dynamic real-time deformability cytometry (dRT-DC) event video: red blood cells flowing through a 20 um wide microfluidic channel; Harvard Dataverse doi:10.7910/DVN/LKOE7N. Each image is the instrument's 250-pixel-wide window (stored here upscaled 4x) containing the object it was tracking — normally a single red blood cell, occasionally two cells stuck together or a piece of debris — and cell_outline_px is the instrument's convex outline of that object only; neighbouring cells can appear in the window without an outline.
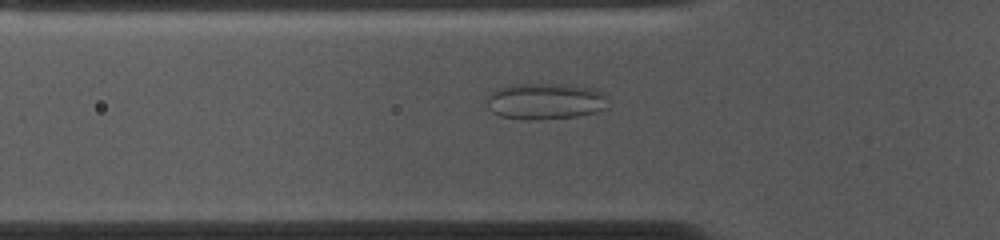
{"species": "common noctule bat (a hibernating species)", "species_latin": "Nyctalus noctula", "temperature_condition": "cold", "stored_images_in_passage": 53, "camera_frame_rate_fps": 3000, "um_per_image_px": 0.085, "animal": {"sex": "female", "body_mass_g": 10.0, "forearm_length_mm": 53.1}, "frame": {"image": 1, "passage_image": 16, "time_ms": 5.0, "image_size_px": [1000, 240], "cell_outline_px": [[608, 108], [596, 112], [576, 116], [532, 120], [524, 120], [500, 116], [492, 112], [488, 108], [488, 96], [496, 88], [512, 84], [568, 84], [592, 88], [604, 92]], "centroid_in_image_um": [46.35, 8.6], "position_along_channel_um": 79.4, "area_um2": 25.84}}
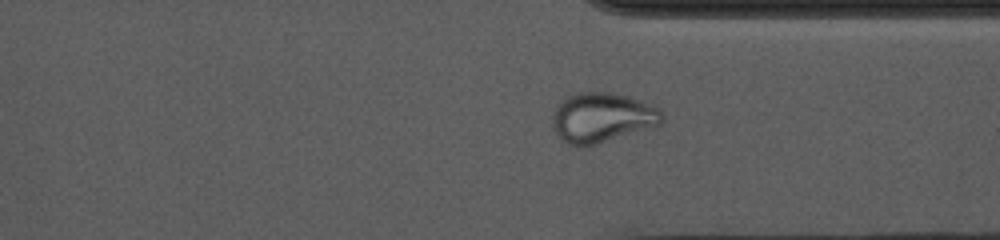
{"frame": {"image": 2, "passage_image": 39, "time_ms": 12.667, "image_size_px": [1000, 240], "cell_outline_px": [[664, 120], [660, 124], [596, 144], [568, 144], [552, 128], [552, 116], [556, 104], [568, 96], [576, 92], [604, 92], [628, 96], [660, 108], [664, 116]], "centroid_in_image_um": [51.16, 9.96], "position_along_channel_um": 360.2, "area_um2": 31.33}}
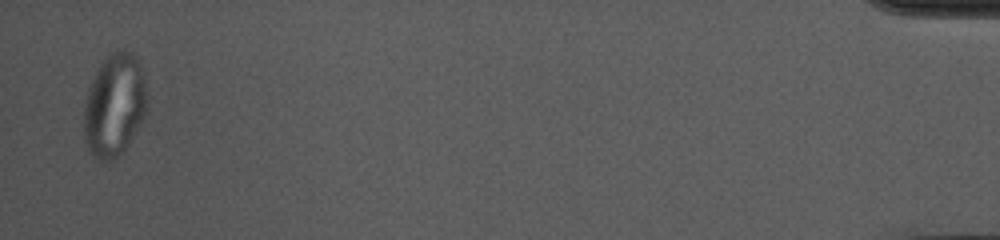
{"frame": {"image": 3, "passage_image": 52, "time_ms": 17.0, "image_size_px": [1000, 240], "cell_outline_px": [[148, 108], [140, 124], [124, 152], [112, 160], [100, 160], [88, 152], [84, 144], [84, 104], [88, 88], [100, 64], [112, 52], [124, 48], [132, 52], [140, 60], [144, 72], [148, 96]], "centroid_in_image_um": [9.75, 8.93], "position_along_channel_um": 425.4, "area_um2": 38.67}}